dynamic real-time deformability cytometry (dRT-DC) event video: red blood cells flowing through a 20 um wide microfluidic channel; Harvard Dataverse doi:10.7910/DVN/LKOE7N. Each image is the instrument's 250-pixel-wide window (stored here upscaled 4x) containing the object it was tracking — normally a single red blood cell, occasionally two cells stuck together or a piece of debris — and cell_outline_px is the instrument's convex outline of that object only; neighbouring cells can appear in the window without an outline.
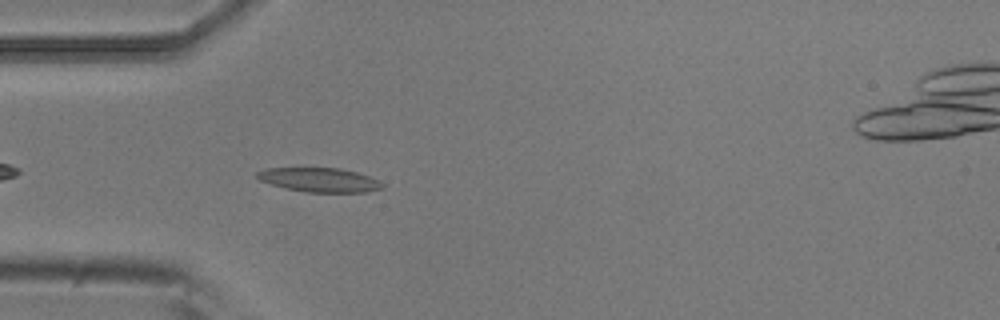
{"species": "common noctule bat (a hibernating species)", "species_latin": "Nyctalus noctula", "temperature_condition": "room temperature", "stored_images_in_passage": 4, "camera_frame_rate_fps": 3000, "um_per_image_px": 0.085, "animal": {"sex": "male", "body_mass_g": 20.5, "forearm_length_mm": 52.5}, "frame": {"image": 1, "passage_image": 4, "time_ms": 1.0, "image_size_px": [1000, 320], "cell_outline_px": [[384, 188], [368, 192], [304, 192], [272, 184], [260, 180], [256, 176], [256, 172], [268, 168], [340, 168], [356, 172], [380, 180], [384, 184]], "centroid_in_image_um": [27.21, 15.29], "position_along_channel_um": 57.8, "area_um2": 17.57}}